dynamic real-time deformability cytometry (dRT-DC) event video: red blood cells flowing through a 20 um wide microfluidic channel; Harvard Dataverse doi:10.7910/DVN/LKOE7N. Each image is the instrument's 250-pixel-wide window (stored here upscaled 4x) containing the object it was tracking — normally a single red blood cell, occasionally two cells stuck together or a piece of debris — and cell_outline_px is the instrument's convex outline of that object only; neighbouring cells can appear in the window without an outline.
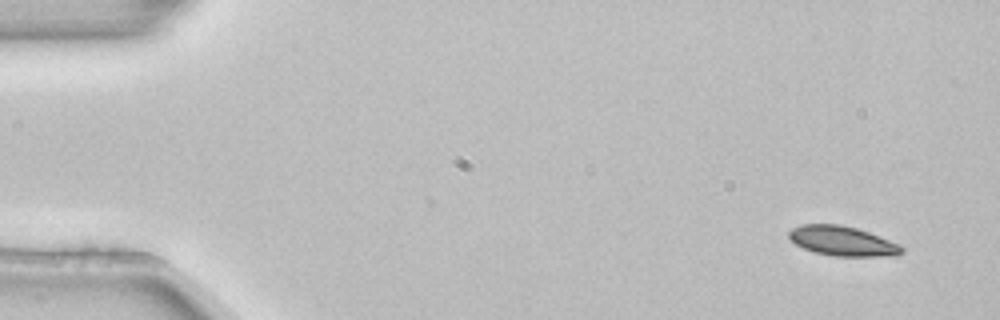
{"species": "common noctule bat (a hibernating species)", "species_latin": "Nyctalus noctula", "temperature_condition": "room temperature", "stored_images_in_passage": 5, "camera_frame_rate_fps": 3000, "um_per_image_px": 0.085, "animal": {"sex": "female", "body_mass_g": 22.7, "forearm_length_mm": 54.2}, "frame": {"image": 1, "passage_image": 1, "time_ms": 0.0, "image_size_px": [1000, 320], "cell_outline_px": [[904, 252], [896, 256], [836, 256], [816, 252], [804, 248], [796, 244], [788, 236], [788, 232], [792, 228], [800, 224], [840, 224], [856, 228], [868, 232], [900, 244], [904, 248]], "centroid_in_image_um": [71.63, 20.48], "position_along_channel_um": 13.4, "area_um2": 19.48}}